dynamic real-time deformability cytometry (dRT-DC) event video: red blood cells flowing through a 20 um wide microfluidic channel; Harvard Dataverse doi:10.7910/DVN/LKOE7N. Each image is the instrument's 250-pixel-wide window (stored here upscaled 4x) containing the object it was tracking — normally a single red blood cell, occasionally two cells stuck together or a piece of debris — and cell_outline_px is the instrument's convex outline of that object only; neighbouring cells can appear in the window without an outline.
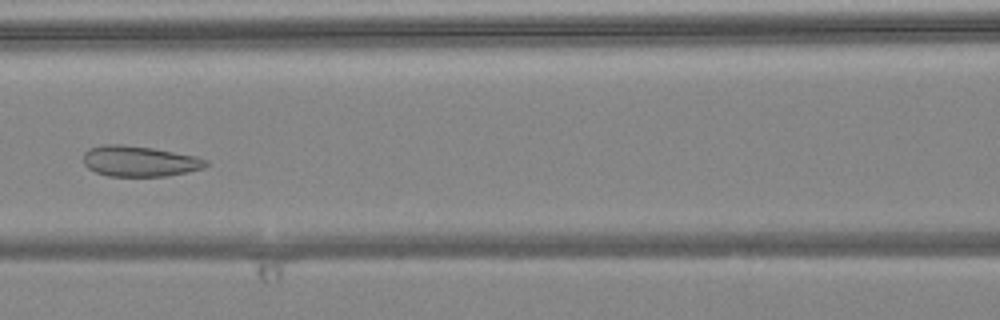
{"species": "common noctule bat (a hibernating species)", "species_latin": "Nyctalus noctula", "temperature_condition": "warm", "stored_images_in_passage": 6, "camera_frame_rate_fps": 3000, "um_per_image_px": 0.085, "animal": {"sex": "female", "body_mass_g": 24.6, "forearm_length_mm": 56.2}, "frame": {"image": 1, "passage_image": 6, "time_ms": 1.667, "image_size_px": [1000, 320], "cell_outline_px": [[208, 164], [204, 168], [188, 172], [168, 176], [108, 176], [96, 172], [88, 168], [84, 164], [84, 152], [88, 148], [104, 144], [120, 144], [152, 148], [196, 156], [208, 160]], "centroid_in_image_um": [11.86, 13.7], "position_along_channel_um": 154.7, "area_um2": 21.96}}